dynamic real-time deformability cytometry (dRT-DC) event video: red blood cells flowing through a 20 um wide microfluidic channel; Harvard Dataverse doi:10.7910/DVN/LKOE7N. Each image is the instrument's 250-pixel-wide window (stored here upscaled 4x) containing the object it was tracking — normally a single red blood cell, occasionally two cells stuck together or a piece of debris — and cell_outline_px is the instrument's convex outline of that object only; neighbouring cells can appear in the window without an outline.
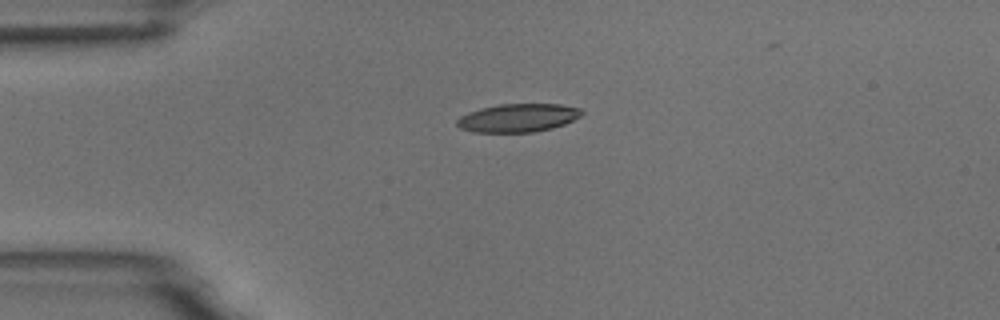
{"species": "common noctule bat (a hibernating species)", "species_latin": "Nyctalus noctula", "temperature_condition": "room temperature", "stored_images_in_passage": 2, "camera_frame_rate_fps": 3000, "um_per_image_px": 0.085, "animal": {"sex": "male", "body_mass_g": 18.8}, "frame": {"image": 1, "passage_image": 1, "time_ms": 0.0, "image_size_px": [1000, 320], "cell_outline_px": [[584, 112], [580, 116], [564, 124], [552, 128], [532, 132], [472, 132], [460, 128], [456, 124], [456, 120], [460, 116], [468, 112], [480, 108], [500, 104], [560, 104], [580, 108]], "centroid_in_image_um": [44.0, 10.01], "position_along_channel_um": 41.0, "area_um2": 20.58}}